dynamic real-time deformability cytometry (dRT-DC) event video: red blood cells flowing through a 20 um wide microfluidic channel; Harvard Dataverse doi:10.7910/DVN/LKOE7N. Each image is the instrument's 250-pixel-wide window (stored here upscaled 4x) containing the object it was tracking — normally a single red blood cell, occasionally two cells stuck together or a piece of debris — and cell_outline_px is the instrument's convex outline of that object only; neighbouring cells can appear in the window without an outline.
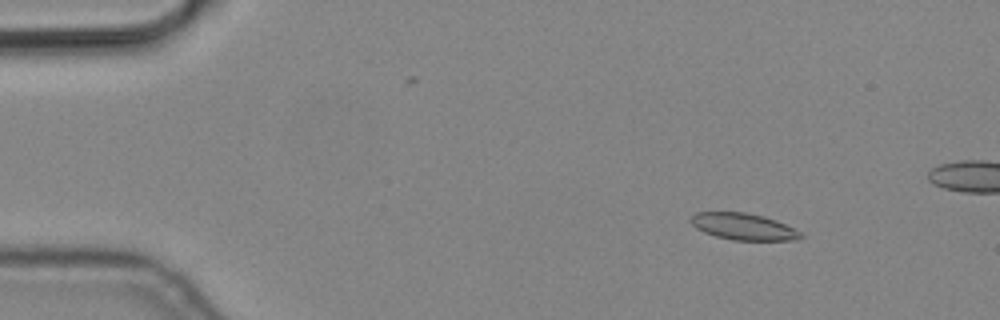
{"species": "common noctule bat (a hibernating species)", "species_latin": "Nyctalus noctula", "temperature_condition": "cold", "stored_images_in_passage": 6, "camera_frame_rate_fps": 3000, "um_per_image_px": 0.085, "animal": {"sex": "male", "body_mass_g": 19.2, "forearm_length_mm": 51.8}, "frame": {"image": 1, "passage_image": 3, "time_ms": 0.667, "image_size_px": [1000, 320], "cell_outline_px": [[804, 236], [800, 240], [732, 240], [716, 236], [704, 232], [696, 228], [688, 220], [696, 212], [744, 212], [764, 216], [776, 220], [804, 232]], "centroid_in_image_um": [63.24, 19.26], "position_along_channel_um": 21.8, "area_um2": 17.28}}